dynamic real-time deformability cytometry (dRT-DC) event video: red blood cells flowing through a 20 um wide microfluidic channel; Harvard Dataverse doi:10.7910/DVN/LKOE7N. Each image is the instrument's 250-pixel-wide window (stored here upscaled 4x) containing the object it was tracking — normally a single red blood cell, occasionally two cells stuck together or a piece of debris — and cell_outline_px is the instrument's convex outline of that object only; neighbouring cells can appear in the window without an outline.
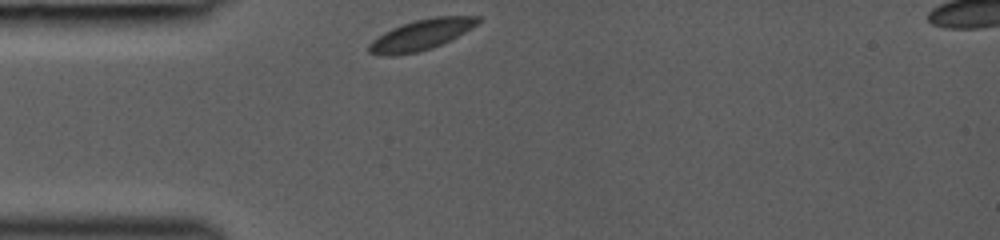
{"species": "common noctule bat (a hibernating species)", "species_latin": "Nyctalus noctula", "temperature_condition": "room temperature", "stored_images_in_passage": 3, "camera_frame_rate_fps": 3000, "um_per_image_px": 0.085, "animal": {"sex": "female", "body_mass_g": 19.0, "forearm_length_mm": 53.3}, "frame": {"image": 1, "passage_image": 1, "time_ms": 0.0, "image_size_px": [1000, 240], "cell_outline_px": [[480, 20], [472, 28], [432, 48], [420, 52], [392, 56], [384, 56], [368, 52], [368, 44], [372, 40], [384, 32], [392, 28], [416, 20], [436, 16], [480, 16]], "centroid_in_image_um": [35.75, 2.97], "position_along_channel_um": 49.2, "area_um2": 19.19}}
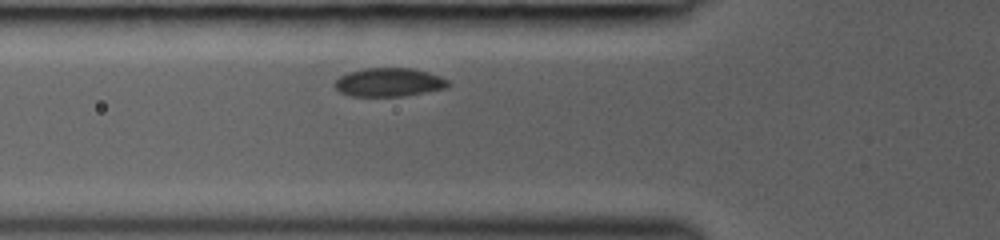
{"frame": {"image": 2, "passage_image": 3, "time_ms": 1.333, "image_size_px": [1000, 240], "cell_outline_px": [[452, 84], [448, 88], [404, 96], [352, 96], [340, 92], [332, 84], [340, 76], [348, 72], [364, 68], [412, 68], [428, 72], [440, 76], [448, 80]], "centroid_in_image_um": [33.08, 6.99], "position_along_channel_um": 92.7, "area_um2": 19.07}}